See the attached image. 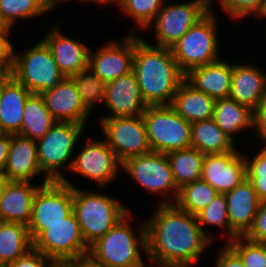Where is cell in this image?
Masks as SVG:
<instances>
[{
  "label": "cell",
  "mask_w": 266,
  "mask_h": 267,
  "mask_svg": "<svg viewBox=\"0 0 266 267\" xmlns=\"http://www.w3.org/2000/svg\"><path fill=\"white\" fill-rule=\"evenodd\" d=\"M153 210L145 221L147 262L154 267H192L212 243L197 217L175 203L157 204Z\"/></svg>",
  "instance_id": "1"
},
{
  "label": "cell",
  "mask_w": 266,
  "mask_h": 267,
  "mask_svg": "<svg viewBox=\"0 0 266 267\" xmlns=\"http://www.w3.org/2000/svg\"><path fill=\"white\" fill-rule=\"evenodd\" d=\"M133 71L147 106L171 105L185 80L170 48L151 45L134 33Z\"/></svg>",
  "instance_id": "2"
},
{
  "label": "cell",
  "mask_w": 266,
  "mask_h": 267,
  "mask_svg": "<svg viewBox=\"0 0 266 267\" xmlns=\"http://www.w3.org/2000/svg\"><path fill=\"white\" fill-rule=\"evenodd\" d=\"M131 219L129 211L113 228L89 246L88 255L108 267H150L144 263L141 255L143 252L146 256L147 251L145 221L139 223V233L136 236L130 225Z\"/></svg>",
  "instance_id": "3"
},
{
  "label": "cell",
  "mask_w": 266,
  "mask_h": 267,
  "mask_svg": "<svg viewBox=\"0 0 266 267\" xmlns=\"http://www.w3.org/2000/svg\"><path fill=\"white\" fill-rule=\"evenodd\" d=\"M63 182L73 187V213L88 246L105 235L130 210L124 203L99 194L97 190L83 191L67 178Z\"/></svg>",
  "instance_id": "4"
},
{
  "label": "cell",
  "mask_w": 266,
  "mask_h": 267,
  "mask_svg": "<svg viewBox=\"0 0 266 267\" xmlns=\"http://www.w3.org/2000/svg\"><path fill=\"white\" fill-rule=\"evenodd\" d=\"M85 129L86 125L56 121L51 129L36 141L38 161L44 173L41 184L49 181H63L66 178L63 172L65 169L70 172L76 143Z\"/></svg>",
  "instance_id": "5"
},
{
  "label": "cell",
  "mask_w": 266,
  "mask_h": 267,
  "mask_svg": "<svg viewBox=\"0 0 266 267\" xmlns=\"http://www.w3.org/2000/svg\"><path fill=\"white\" fill-rule=\"evenodd\" d=\"M215 15L213 7L170 48L184 74L221 59Z\"/></svg>",
  "instance_id": "6"
},
{
  "label": "cell",
  "mask_w": 266,
  "mask_h": 267,
  "mask_svg": "<svg viewBox=\"0 0 266 267\" xmlns=\"http://www.w3.org/2000/svg\"><path fill=\"white\" fill-rule=\"evenodd\" d=\"M15 52L11 75L31 93L54 89L65 78L42 39L23 53Z\"/></svg>",
  "instance_id": "7"
},
{
  "label": "cell",
  "mask_w": 266,
  "mask_h": 267,
  "mask_svg": "<svg viewBox=\"0 0 266 267\" xmlns=\"http://www.w3.org/2000/svg\"><path fill=\"white\" fill-rule=\"evenodd\" d=\"M142 118L152 151L167 154L191 147V123L170 105L147 106Z\"/></svg>",
  "instance_id": "8"
},
{
  "label": "cell",
  "mask_w": 266,
  "mask_h": 267,
  "mask_svg": "<svg viewBox=\"0 0 266 267\" xmlns=\"http://www.w3.org/2000/svg\"><path fill=\"white\" fill-rule=\"evenodd\" d=\"M121 169L146 192L157 196H167L163 197L158 204L176 202L179 189L174 182L171 165L166 154L150 151L131 157L121 163ZM169 192L170 195H168Z\"/></svg>",
  "instance_id": "9"
},
{
  "label": "cell",
  "mask_w": 266,
  "mask_h": 267,
  "mask_svg": "<svg viewBox=\"0 0 266 267\" xmlns=\"http://www.w3.org/2000/svg\"><path fill=\"white\" fill-rule=\"evenodd\" d=\"M33 248L55 263H68L89 251L73 211L63 221L48 225L33 240Z\"/></svg>",
  "instance_id": "10"
},
{
  "label": "cell",
  "mask_w": 266,
  "mask_h": 267,
  "mask_svg": "<svg viewBox=\"0 0 266 267\" xmlns=\"http://www.w3.org/2000/svg\"><path fill=\"white\" fill-rule=\"evenodd\" d=\"M162 6L154 20L146 29L154 28L155 44L171 48L193 25L201 20L211 9L201 0H190L178 4Z\"/></svg>",
  "instance_id": "11"
},
{
  "label": "cell",
  "mask_w": 266,
  "mask_h": 267,
  "mask_svg": "<svg viewBox=\"0 0 266 267\" xmlns=\"http://www.w3.org/2000/svg\"><path fill=\"white\" fill-rule=\"evenodd\" d=\"M73 211V187L63 181H49L37 190L28 230L32 241L48 225L63 221Z\"/></svg>",
  "instance_id": "12"
},
{
  "label": "cell",
  "mask_w": 266,
  "mask_h": 267,
  "mask_svg": "<svg viewBox=\"0 0 266 267\" xmlns=\"http://www.w3.org/2000/svg\"><path fill=\"white\" fill-rule=\"evenodd\" d=\"M98 120L105 141L120 163L152 151L142 115Z\"/></svg>",
  "instance_id": "13"
},
{
  "label": "cell",
  "mask_w": 266,
  "mask_h": 267,
  "mask_svg": "<svg viewBox=\"0 0 266 267\" xmlns=\"http://www.w3.org/2000/svg\"><path fill=\"white\" fill-rule=\"evenodd\" d=\"M78 154L75 153L71 173L94 180L98 188L106 187L118 178L121 163L105 140L87 139Z\"/></svg>",
  "instance_id": "14"
},
{
  "label": "cell",
  "mask_w": 266,
  "mask_h": 267,
  "mask_svg": "<svg viewBox=\"0 0 266 267\" xmlns=\"http://www.w3.org/2000/svg\"><path fill=\"white\" fill-rule=\"evenodd\" d=\"M124 38L110 40L100 47L99 51H89L88 68L104 83H109L133 71L134 33L132 27Z\"/></svg>",
  "instance_id": "15"
},
{
  "label": "cell",
  "mask_w": 266,
  "mask_h": 267,
  "mask_svg": "<svg viewBox=\"0 0 266 267\" xmlns=\"http://www.w3.org/2000/svg\"><path fill=\"white\" fill-rule=\"evenodd\" d=\"M239 151L205 154L200 179L218 193L232 191L247 178L245 157Z\"/></svg>",
  "instance_id": "16"
},
{
  "label": "cell",
  "mask_w": 266,
  "mask_h": 267,
  "mask_svg": "<svg viewBox=\"0 0 266 267\" xmlns=\"http://www.w3.org/2000/svg\"><path fill=\"white\" fill-rule=\"evenodd\" d=\"M103 103L110 113L99 118L139 116L144 113L147 104L142 99L134 71L106 83Z\"/></svg>",
  "instance_id": "17"
},
{
  "label": "cell",
  "mask_w": 266,
  "mask_h": 267,
  "mask_svg": "<svg viewBox=\"0 0 266 267\" xmlns=\"http://www.w3.org/2000/svg\"><path fill=\"white\" fill-rule=\"evenodd\" d=\"M59 25H61L60 20L41 39L50 48L63 75L71 77L88 68L90 47L80 40L63 35Z\"/></svg>",
  "instance_id": "18"
},
{
  "label": "cell",
  "mask_w": 266,
  "mask_h": 267,
  "mask_svg": "<svg viewBox=\"0 0 266 267\" xmlns=\"http://www.w3.org/2000/svg\"><path fill=\"white\" fill-rule=\"evenodd\" d=\"M40 95L55 121L87 124L90 113L84 108L71 77H65L54 89Z\"/></svg>",
  "instance_id": "19"
},
{
  "label": "cell",
  "mask_w": 266,
  "mask_h": 267,
  "mask_svg": "<svg viewBox=\"0 0 266 267\" xmlns=\"http://www.w3.org/2000/svg\"><path fill=\"white\" fill-rule=\"evenodd\" d=\"M230 224V241L244 236L251 228L261 200L246 178L232 191L225 193Z\"/></svg>",
  "instance_id": "20"
},
{
  "label": "cell",
  "mask_w": 266,
  "mask_h": 267,
  "mask_svg": "<svg viewBox=\"0 0 266 267\" xmlns=\"http://www.w3.org/2000/svg\"><path fill=\"white\" fill-rule=\"evenodd\" d=\"M229 98L255 111L266 99V73L259 66L233 62Z\"/></svg>",
  "instance_id": "21"
},
{
  "label": "cell",
  "mask_w": 266,
  "mask_h": 267,
  "mask_svg": "<svg viewBox=\"0 0 266 267\" xmlns=\"http://www.w3.org/2000/svg\"><path fill=\"white\" fill-rule=\"evenodd\" d=\"M42 175L38 161L37 142L18 134H11V144L3 176L8 181L32 182Z\"/></svg>",
  "instance_id": "22"
},
{
  "label": "cell",
  "mask_w": 266,
  "mask_h": 267,
  "mask_svg": "<svg viewBox=\"0 0 266 267\" xmlns=\"http://www.w3.org/2000/svg\"><path fill=\"white\" fill-rule=\"evenodd\" d=\"M41 185L25 181H6L0 202V221L17 222L28 226L34 196Z\"/></svg>",
  "instance_id": "23"
},
{
  "label": "cell",
  "mask_w": 266,
  "mask_h": 267,
  "mask_svg": "<svg viewBox=\"0 0 266 267\" xmlns=\"http://www.w3.org/2000/svg\"><path fill=\"white\" fill-rule=\"evenodd\" d=\"M232 63L218 60L214 63L191 69L185 80L196 90L217 99L229 98L231 90Z\"/></svg>",
  "instance_id": "24"
},
{
  "label": "cell",
  "mask_w": 266,
  "mask_h": 267,
  "mask_svg": "<svg viewBox=\"0 0 266 267\" xmlns=\"http://www.w3.org/2000/svg\"><path fill=\"white\" fill-rule=\"evenodd\" d=\"M31 92L12 75L3 80L0 98V133L18 134L23 110Z\"/></svg>",
  "instance_id": "25"
},
{
  "label": "cell",
  "mask_w": 266,
  "mask_h": 267,
  "mask_svg": "<svg viewBox=\"0 0 266 267\" xmlns=\"http://www.w3.org/2000/svg\"><path fill=\"white\" fill-rule=\"evenodd\" d=\"M215 101L184 80L178 87L170 106L186 121L195 123L213 118Z\"/></svg>",
  "instance_id": "26"
},
{
  "label": "cell",
  "mask_w": 266,
  "mask_h": 267,
  "mask_svg": "<svg viewBox=\"0 0 266 267\" xmlns=\"http://www.w3.org/2000/svg\"><path fill=\"white\" fill-rule=\"evenodd\" d=\"M254 111L233 99L223 98L215 101L213 120L235 143L238 132L253 130Z\"/></svg>",
  "instance_id": "27"
},
{
  "label": "cell",
  "mask_w": 266,
  "mask_h": 267,
  "mask_svg": "<svg viewBox=\"0 0 266 267\" xmlns=\"http://www.w3.org/2000/svg\"><path fill=\"white\" fill-rule=\"evenodd\" d=\"M237 145L213 119L191 123V147L203 154L224 153Z\"/></svg>",
  "instance_id": "28"
},
{
  "label": "cell",
  "mask_w": 266,
  "mask_h": 267,
  "mask_svg": "<svg viewBox=\"0 0 266 267\" xmlns=\"http://www.w3.org/2000/svg\"><path fill=\"white\" fill-rule=\"evenodd\" d=\"M33 248L27 225L0 221V264H9Z\"/></svg>",
  "instance_id": "29"
},
{
  "label": "cell",
  "mask_w": 266,
  "mask_h": 267,
  "mask_svg": "<svg viewBox=\"0 0 266 267\" xmlns=\"http://www.w3.org/2000/svg\"><path fill=\"white\" fill-rule=\"evenodd\" d=\"M23 121L18 135L32 140L41 139L56 122L40 94L31 93L23 110Z\"/></svg>",
  "instance_id": "30"
},
{
  "label": "cell",
  "mask_w": 266,
  "mask_h": 267,
  "mask_svg": "<svg viewBox=\"0 0 266 267\" xmlns=\"http://www.w3.org/2000/svg\"><path fill=\"white\" fill-rule=\"evenodd\" d=\"M172 169L173 179L178 189L200 180L205 154L196 148L171 151L166 154Z\"/></svg>",
  "instance_id": "31"
},
{
  "label": "cell",
  "mask_w": 266,
  "mask_h": 267,
  "mask_svg": "<svg viewBox=\"0 0 266 267\" xmlns=\"http://www.w3.org/2000/svg\"><path fill=\"white\" fill-rule=\"evenodd\" d=\"M218 194L210 184L203 180H197L184 185L179 189L175 204L182 210L192 215L202 211Z\"/></svg>",
  "instance_id": "32"
},
{
  "label": "cell",
  "mask_w": 266,
  "mask_h": 267,
  "mask_svg": "<svg viewBox=\"0 0 266 267\" xmlns=\"http://www.w3.org/2000/svg\"><path fill=\"white\" fill-rule=\"evenodd\" d=\"M49 13L42 0H0V19L7 28H13L16 21L32 20Z\"/></svg>",
  "instance_id": "33"
},
{
  "label": "cell",
  "mask_w": 266,
  "mask_h": 267,
  "mask_svg": "<svg viewBox=\"0 0 266 267\" xmlns=\"http://www.w3.org/2000/svg\"><path fill=\"white\" fill-rule=\"evenodd\" d=\"M71 78L76 84L84 108L92 114L94 106L99 101L103 103L106 83L89 68L81 70Z\"/></svg>",
  "instance_id": "34"
},
{
  "label": "cell",
  "mask_w": 266,
  "mask_h": 267,
  "mask_svg": "<svg viewBox=\"0 0 266 267\" xmlns=\"http://www.w3.org/2000/svg\"><path fill=\"white\" fill-rule=\"evenodd\" d=\"M197 221L202 231L213 241L214 237L204 229V226H215L226 230L224 242L230 241V224L227 212V201L225 194L218 193L214 199L197 215Z\"/></svg>",
  "instance_id": "35"
},
{
  "label": "cell",
  "mask_w": 266,
  "mask_h": 267,
  "mask_svg": "<svg viewBox=\"0 0 266 267\" xmlns=\"http://www.w3.org/2000/svg\"><path fill=\"white\" fill-rule=\"evenodd\" d=\"M166 0H116L113 4L119 6L124 15L133 22L135 27L146 30L154 20Z\"/></svg>",
  "instance_id": "36"
},
{
  "label": "cell",
  "mask_w": 266,
  "mask_h": 267,
  "mask_svg": "<svg viewBox=\"0 0 266 267\" xmlns=\"http://www.w3.org/2000/svg\"><path fill=\"white\" fill-rule=\"evenodd\" d=\"M226 244L241 258L245 267H266V244L237 236Z\"/></svg>",
  "instance_id": "37"
},
{
  "label": "cell",
  "mask_w": 266,
  "mask_h": 267,
  "mask_svg": "<svg viewBox=\"0 0 266 267\" xmlns=\"http://www.w3.org/2000/svg\"><path fill=\"white\" fill-rule=\"evenodd\" d=\"M219 6L233 20L249 18L250 15L266 19V0H220Z\"/></svg>",
  "instance_id": "38"
},
{
  "label": "cell",
  "mask_w": 266,
  "mask_h": 267,
  "mask_svg": "<svg viewBox=\"0 0 266 267\" xmlns=\"http://www.w3.org/2000/svg\"><path fill=\"white\" fill-rule=\"evenodd\" d=\"M246 161L247 179L251 182L254 190L261 201H266V148L262 147L253 157Z\"/></svg>",
  "instance_id": "39"
},
{
  "label": "cell",
  "mask_w": 266,
  "mask_h": 267,
  "mask_svg": "<svg viewBox=\"0 0 266 267\" xmlns=\"http://www.w3.org/2000/svg\"><path fill=\"white\" fill-rule=\"evenodd\" d=\"M244 237L253 242L266 244V201H261L253 225Z\"/></svg>",
  "instance_id": "40"
},
{
  "label": "cell",
  "mask_w": 266,
  "mask_h": 267,
  "mask_svg": "<svg viewBox=\"0 0 266 267\" xmlns=\"http://www.w3.org/2000/svg\"><path fill=\"white\" fill-rule=\"evenodd\" d=\"M54 264V261L32 248L25 255L9 263L8 267H52Z\"/></svg>",
  "instance_id": "41"
},
{
  "label": "cell",
  "mask_w": 266,
  "mask_h": 267,
  "mask_svg": "<svg viewBox=\"0 0 266 267\" xmlns=\"http://www.w3.org/2000/svg\"><path fill=\"white\" fill-rule=\"evenodd\" d=\"M253 128L255 137L263 141L266 148V99L254 111Z\"/></svg>",
  "instance_id": "42"
},
{
  "label": "cell",
  "mask_w": 266,
  "mask_h": 267,
  "mask_svg": "<svg viewBox=\"0 0 266 267\" xmlns=\"http://www.w3.org/2000/svg\"><path fill=\"white\" fill-rule=\"evenodd\" d=\"M217 254L214 267H245L241 258L227 244Z\"/></svg>",
  "instance_id": "43"
},
{
  "label": "cell",
  "mask_w": 266,
  "mask_h": 267,
  "mask_svg": "<svg viewBox=\"0 0 266 267\" xmlns=\"http://www.w3.org/2000/svg\"><path fill=\"white\" fill-rule=\"evenodd\" d=\"M12 30L6 27L0 32V60H13L14 58V45L8 39Z\"/></svg>",
  "instance_id": "44"
},
{
  "label": "cell",
  "mask_w": 266,
  "mask_h": 267,
  "mask_svg": "<svg viewBox=\"0 0 266 267\" xmlns=\"http://www.w3.org/2000/svg\"><path fill=\"white\" fill-rule=\"evenodd\" d=\"M11 144V134L0 133V175H3Z\"/></svg>",
  "instance_id": "45"
},
{
  "label": "cell",
  "mask_w": 266,
  "mask_h": 267,
  "mask_svg": "<svg viewBox=\"0 0 266 267\" xmlns=\"http://www.w3.org/2000/svg\"><path fill=\"white\" fill-rule=\"evenodd\" d=\"M70 267H108L86 254L67 263Z\"/></svg>",
  "instance_id": "46"
},
{
  "label": "cell",
  "mask_w": 266,
  "mask_h": 267,
  "mask_svg": "<svg viewBox=\"0 0 266 267\" xmlns=\"http://www.w3.org/2000/svg\"><path fill=\"white\" fill-rule=\"evenodd\" d=\"M13 68V60H0V80H6Z\"/></svg>",
  "instance_id": "47"
},
{
  "label": "cell",
  "mask_w": 266,
  "mask_h": 267,
  "mask_svg": "<svg viewBox=\"0 0 266 267\" xmlns=\"http://www.w3.org/2000/svg\"><path fill=\"white\" fill-rule=\"evenodd\" d=\"M69 2L72 0H42L43 4L48 8L49 11L55 9L54 7L57 6V3H62V2ZM82 2H85L84 0H80Z\"/></svg>",
  "instance_id": "48"
},
{
  "label": "cell",
  "mask_w": 266,
  "mask_h": 267,
  "mask_svg": "<svg viewBox=\"0 0 266 267\" xmlns=\"http://www.w3.org/2000/svg\"><path fill=\"white\" fill-rule=\"evenodd\" d=\"M85 2H87L88 1V3L89 2H94V3H96V4H98V6H99V4L101 5V4H103V5H105V4H113L116 0H84Z\"/></svg>",
  "instance_id": "49"
},
{
  "label": "cell",
  "mask_w": 266,
  "mask_h": 267,
  "mask_svg": "<svg viewBox=\"0 0 266 267\" xmlns=\"http://www.w3.org/2000/svg\"><path fill=\"white\" fill-rule=\"evenodd\" d=\"M6 178L3 175H0V202L2 200L4 186L6 184Z\"/></svg>",
  "instance_id": "50"
},
{
  "label": "cell",
  "mask_w": 266,
  "mask_h": 267,
  "mask_svg": "<svg viewBox=\"0 0 266 267\" xmlns=\"http://www.w3.org/2000/svg\"><path fill=\"white\" fill-rule=\"evenodd\" d=\"M202 2H204L210 9L213 8L212 4L214 3V0H201ZM220 0H218L219 2ZM213 2V3H212Z\"/></svg>",
  "instance_id": "51"
},
{
  "label": "cell",
  "mask_w": 266,
  "mask_h": 267,
  "mask_svg": "<svg viewBox=\"0 0 266 267\" xmlns=\"http://www.w3.org/2000/svg\"><path fill=\"white\" fill-rule=\"evenodd\" d=\"M52 267H70L67 263H55Z\"/></svg>",
  "instance_id": "52"
},
{
  "label": "cell",
  "mask_w": 266,
  "mask_h": 267,
  "mask_svg": "<svg viewBox=\"0 0 266 267\" xmlns=\"http://www.w3.org/2000/svg\"><path fill=\"white\" fill-rule=\"evenodd\" d=\"M6 28V26L3 24V22L0 19V32L3 31Z\"/></svg>",
  "instance_id": "53"
},
{
  "label": "cell",
  "mask_w": 266,
  "mask_h": 267,
  "mask_svg": "<svg viewBox=\"0 0 266 267\" xmlns=\"http://www.w3.org/2000/svg\"><path fill=\"white\" fill-rule=\"evenodd\" d=\"M2 86H3V80H0V98H1Z\"/></svg>",
  "instance_id": "54"
},
{
  "label": "cell",
  "mask_w": 266,
  "mask_h": 267,
  "mask_svg": "<svg viewBox=\"0 0 266 267\" xmlns=\"http://www.w3.org/2000/svg\"><path fill=\"white\" fill-rule=\"evenodd\" d=\"M0 267H8V264H0Z\"/></svg>",
  "instance_id": "55"
}]
</instances>
